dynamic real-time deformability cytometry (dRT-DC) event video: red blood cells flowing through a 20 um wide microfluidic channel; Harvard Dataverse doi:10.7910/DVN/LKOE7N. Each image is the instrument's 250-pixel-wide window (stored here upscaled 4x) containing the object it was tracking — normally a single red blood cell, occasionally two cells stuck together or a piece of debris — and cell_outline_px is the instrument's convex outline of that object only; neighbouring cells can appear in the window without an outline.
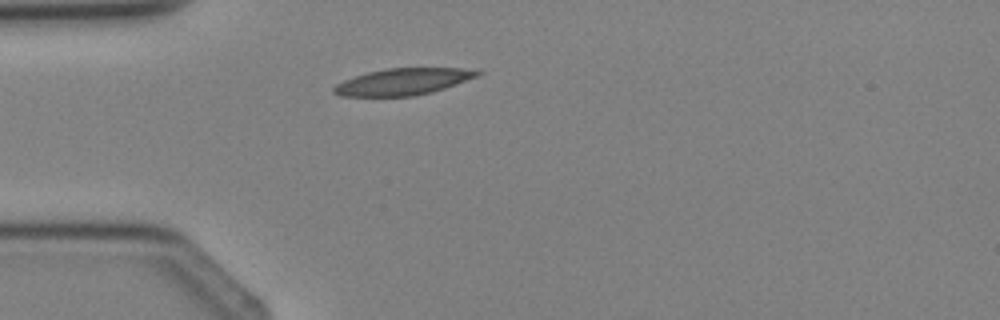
{"species": "Egyptian fruit bat (a non-hibernating species)", "species_latin": "Rousettus aegyptiacus", "temperature_condition": "cold", "stored_images_in_passage": 2, "camera_frame_rate_fps": 3000, "um_per_image_px": 0.085, "animal": {"sex": "female"}, "frame": {"image": 1, "passage_image": 2, "time_ms": 1.0, "image_size_px": [1000, 320], "cell_outline_px": [[484, 72], [476, 76], [444, 88], [432, 92], [412, 96], [340, 96], [332, 92], [332, 88], [336, 84], [344, 80], [368, 72], [384, 68], [476, 68]], "centroid_in_image_um": [34.25, 6.93], "position_along_channel_um": 50.7, "area_um2": 22.25}}